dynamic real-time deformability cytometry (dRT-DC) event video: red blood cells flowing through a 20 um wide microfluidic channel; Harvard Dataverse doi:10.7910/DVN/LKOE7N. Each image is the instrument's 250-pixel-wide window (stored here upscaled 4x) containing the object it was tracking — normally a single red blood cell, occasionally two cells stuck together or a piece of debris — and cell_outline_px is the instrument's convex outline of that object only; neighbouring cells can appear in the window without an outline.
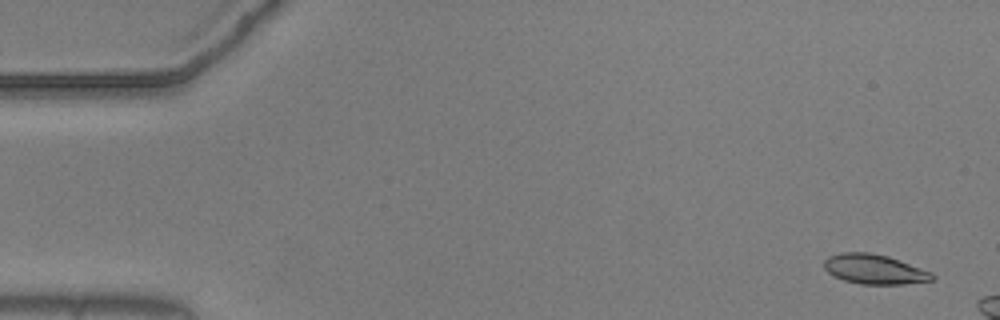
{"species": "common noctule bat (a hibernating species)", "species_latin": "Nyctalus noctula", "temperature_condition": "warm", "stored_images_in_passage": 8, "camera_frame_rate_fps": 3000, "um_per_image_px": 0.085, "animal": {"sex": "male", "body_mass_g": 20.5, "forearm_length_mm": 52.5}, "frame": {"image": 1, "passage_image": 1, "time_ms": 0.0, "image_size_px": [1000, 320], "cell_outline_px": [[936, 276], [932, 280], [904, 284], [860, 284], [844, 280], [828, 272], [824, 268], [824, 260], [828, 256], [840, 252], [868, 252], [888, 256], [932, 272]], "centroid_in_image_um": [74.32, 22.88], "position_along_channel_um": 10.7, "area_um2": 18.67}}